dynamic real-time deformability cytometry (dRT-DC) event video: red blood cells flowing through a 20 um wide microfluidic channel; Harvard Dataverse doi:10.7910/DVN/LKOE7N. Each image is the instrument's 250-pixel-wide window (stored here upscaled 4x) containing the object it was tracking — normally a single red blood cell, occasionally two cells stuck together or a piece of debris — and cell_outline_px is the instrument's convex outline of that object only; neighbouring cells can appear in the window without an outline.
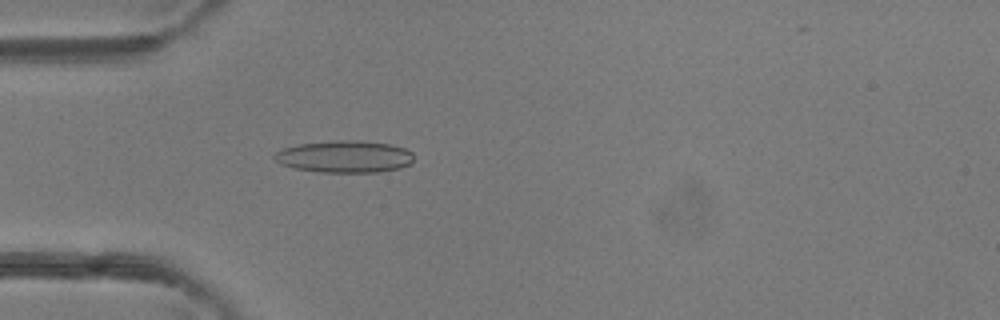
{"species": "common noctule bat (a hibernating species)", "species_latin": "Nyctalus noctula", "temperature_condition": "room temperature", "stored_images_in_passage": 28, "camera_frame_rate_fps": 3000, "um_per_image_px": 0.085, "animal": {"sex": "female"}, "frame": {"image": 1, "passage_image": 4, "time_ms": 1.0, "image_size_px": [1000, 320], "cell_outline_px": [[412, 164], [400, 168], [380, 172], [316, 172], [296, 168], [280, 164], [272, 156], [276, 152], [284, 148], [296, 144], [336, 140], [356, 140], [392, 144], [404, 148], [412, 152]], "centroid_in_image_um": [29.3, 13.31], "position_along_channel_um": 55.7, "area_um2": 26.18}}
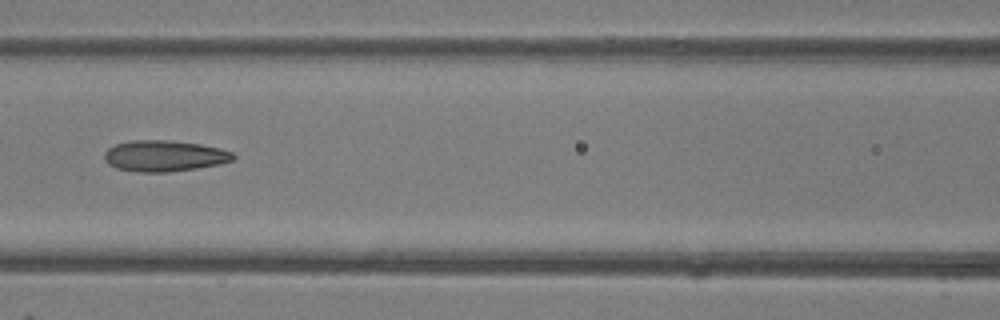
{"frame": {"image": 2, "passage_image": 11, "time_ms": 3.333, "image_size_px": [1000, 320], "cell_outline_px": [[236, 156], [232, 160], [220, 164], [196, 168], [168, 172], [136, 172], [116, 168], [108, 164], [104, 160], [104, 152], [108, 148], [116, 144], [128, 140], [168, 140], [200, 144], [220, 148], [232, 152]], "centroid_in_image_um": [13.94, 13.25], "position_along_channel_um": 152.7, "area_um2": 23.47}}
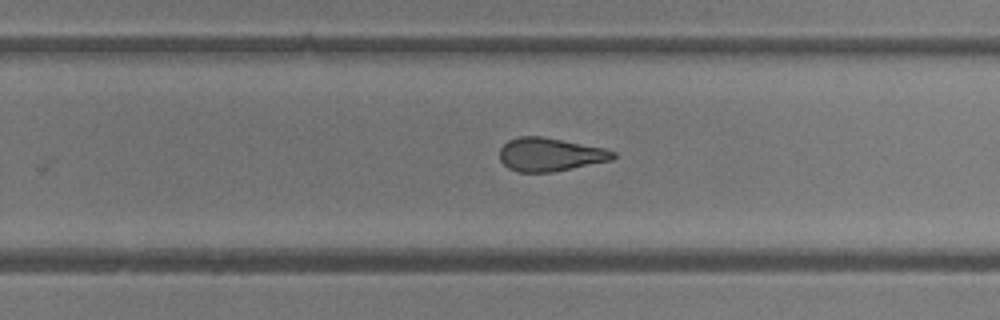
{"frame": {"image": 3, "passage_image": 20, "time_ms": 6.333, "image_size_px": [1000, 320], "cell_outline_px": [[616, 156], [612, 160], [552, 172], [516, 172], [508, 168], [500, 160], [500, 148], [508, 140], [520, 136], [544, 136], [604, 148], [616, 152]], "centroid_in_image_um": [46.75, 13.13], "position_along_channel_um": 283.1, "area_um2": 22.14}, "authors_computed_cell_mechanics": {"area_um2": 22.7154, "velocity_mm_per_s": 4.3634, "shape_relaxation_time_tau1_ms": null, "shape_relaxation_time_tau2_ms": 1.8201, "deformation_change_tau1": null, "deformation_change_tau2": 0.1104}}